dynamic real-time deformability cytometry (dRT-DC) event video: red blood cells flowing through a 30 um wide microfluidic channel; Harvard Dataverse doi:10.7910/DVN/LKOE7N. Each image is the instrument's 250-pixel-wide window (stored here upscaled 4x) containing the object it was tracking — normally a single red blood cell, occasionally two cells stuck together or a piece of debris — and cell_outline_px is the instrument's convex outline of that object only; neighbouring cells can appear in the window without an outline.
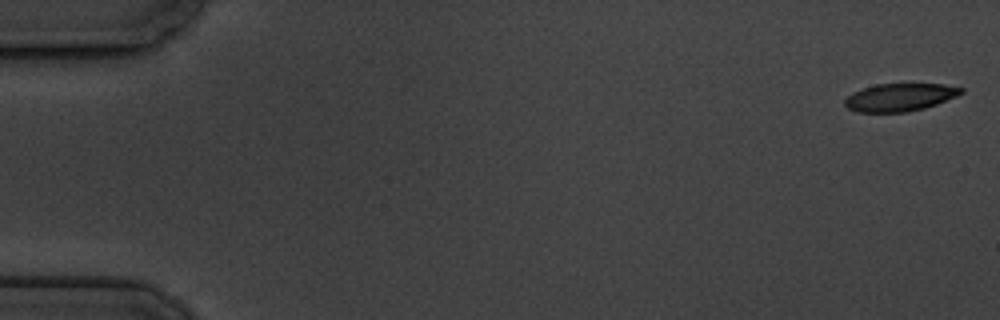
{"species": "common noctule bat (a hibernating species)", "species_latin": "Nyctalus noctula", "temperature_condition": "cold", "stored_images_in_passage": 8, "camera_frame_rate_fps": 3000, "um_per_image_px": 0.085, "animal": {"sex": "male", "body_mass_g": 19.5, "forearm_length_mm": 54.6}, "frame": {"image": 1, "passage_image": 1, "time_ms": 0.0, "image_size_px": [1000, 320], "cell_outline_px": [[964, 92], [956, 96], [936, 104], [924, 108], [908, 112], [856, 112], [848, 108], [844, 104], [844, 100], [852, 92], [876, 84], [944, 84], [964, 88]], "centroid_in_image_um": [76.48, 8.27], "position_along_channel_um": 8.5, "area_um2": 18.79}}
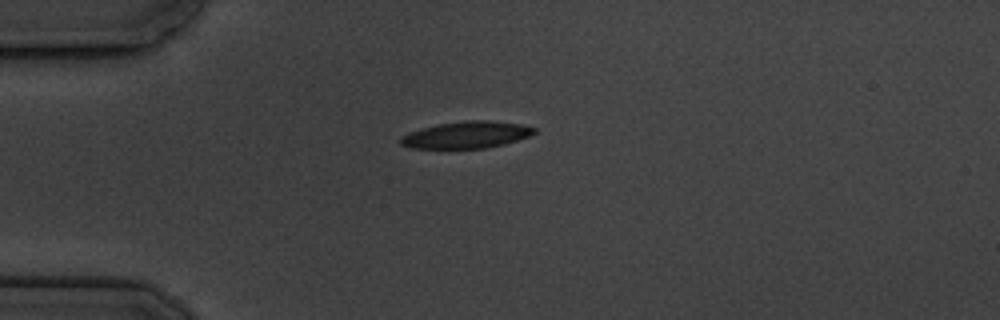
{"frame": {"image": 2, "passage_image": 5, "time_ms": 4.667, "image_size_px": [1000, 320], "cell_outline_px": [[536, 132], [528, 136], [504, 144], [484, 148], [408, 148], [400, 144], [400, 136], [408, 132], [440, 124], [464, 120], [488, 120], [520, 124], [536, 128]], "centroid_in_image_um": [39.62, 11.46], "position_along_channel_um": 45.4, "area_um2": 20.75}}